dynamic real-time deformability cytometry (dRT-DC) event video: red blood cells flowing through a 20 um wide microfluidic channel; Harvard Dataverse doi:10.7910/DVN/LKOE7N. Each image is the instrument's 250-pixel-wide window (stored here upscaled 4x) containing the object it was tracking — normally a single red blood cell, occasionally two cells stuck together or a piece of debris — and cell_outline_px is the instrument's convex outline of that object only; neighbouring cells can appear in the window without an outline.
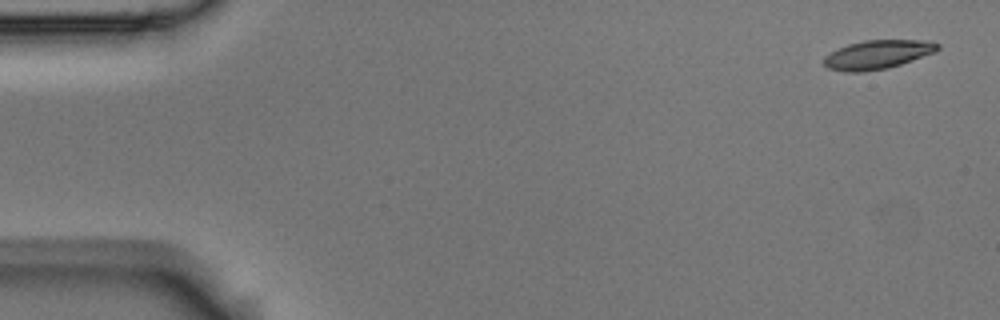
{"species": "Egyptian fruit bat (a non-hibernating species)", "species_latin": "Rousettus aegyptiacus", "temperature_condition": "room temperature", "stored_images_in_passage": 4, "camera_frame_rate_fps": 3000, "um_per_image_px": 0.085, "animal": {"sex": "male"}, "frame": {"image": 1, "passage_image": 1, "time_ms": 0.0, "image_size_px": [1000, 320], "cell_outline_px": [[940, 48], [936, 52], [888, 68], [864, 72], [844, 72], [828, 68], [824, 64], [824, 56], [848, 44], [864, 40], [932, 40], [940, 44]], "centroid_in_image_um": [74.63, 4.63], "position_along_channel_um": 10.4, "area_um2": 19.19}}